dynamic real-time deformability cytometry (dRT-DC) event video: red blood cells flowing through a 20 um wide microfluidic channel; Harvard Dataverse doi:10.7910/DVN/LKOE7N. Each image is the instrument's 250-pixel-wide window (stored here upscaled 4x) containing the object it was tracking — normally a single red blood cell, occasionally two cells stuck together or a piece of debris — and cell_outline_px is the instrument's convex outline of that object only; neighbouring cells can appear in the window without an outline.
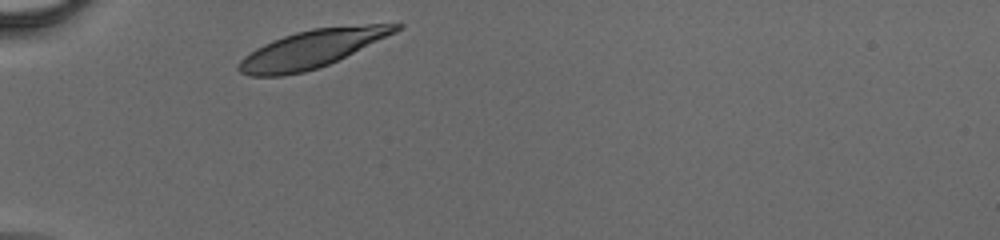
{"species": "human", "species_latin": "Homo sapiens", "temperature_condition": "cold", "stored_images_in_passage": 26, "camera_frame_rate_fps": 3000, "um_per_image_px": 0.085, "donor": {"sex": "male"}, "frame": {"image": 1, "passage_image": 1, "time_ms": 0.0, "image_size_px": [1000, 240], "cell_outline_px": [[404, 28], [396, 32], [328, 64], [304, 72], [284, 76], [248, 76], [240, 72], [236, 68], [240, 60], [244, 56], [256, 48], [272, 40], [296, 32], [312, 28], [368, 24], [404, 24]], "centroid_in_image_um": [26.47, 4.16], "position_along_channel_um": 58.5, "area_um2": 34.28}}
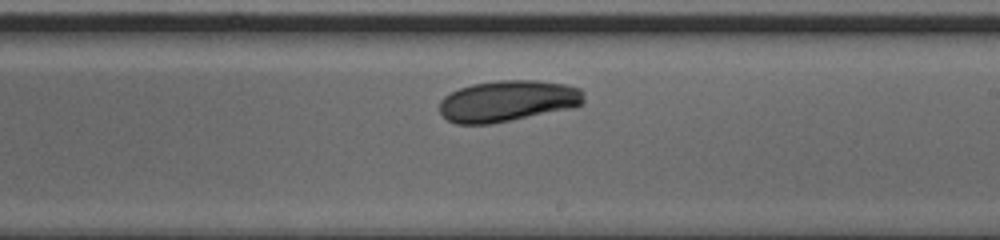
{"frame": {"image": 2, "passage_image": 15, "time_ms": 4.667, "image_size_px": [1000, 240], "cell_outline_px": [[584, 100], [580, 104], [572, 108], [488, 124], [456, 124], [448, 120], [440, 112], [440, 100], [444, 96], [460, 88], [472, 84], [500, 80], [536, 80], [564, 84], [580, 88]], "centroid_in_image_um": [43.13, 8.58], "position_along_channel_um": 245.9, "area_um2": 34.33}}
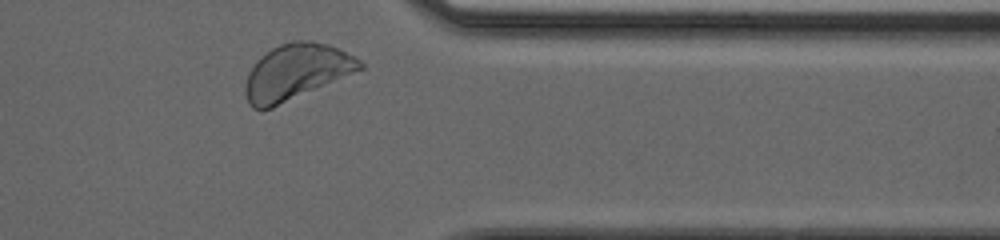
{"frame": {"image": 3, "passage_image": 25, "time_ms": 8.0, "image_size_px": [1000, 240], "cell_outline_px": [[364, 68], [272, 108], [260, 112], [252, 108], [248, 100], [244, 88], [248, 72], [256, 60], [260, 56], [272, 48], [280, 44], [292, 40], [312, 40], [328, 44], [360, 60], [364, 64]], "centroid_in_image_um": [25.13, 6.12], "position_along_channel_um": 386.3, "area_um2": 37.05}}